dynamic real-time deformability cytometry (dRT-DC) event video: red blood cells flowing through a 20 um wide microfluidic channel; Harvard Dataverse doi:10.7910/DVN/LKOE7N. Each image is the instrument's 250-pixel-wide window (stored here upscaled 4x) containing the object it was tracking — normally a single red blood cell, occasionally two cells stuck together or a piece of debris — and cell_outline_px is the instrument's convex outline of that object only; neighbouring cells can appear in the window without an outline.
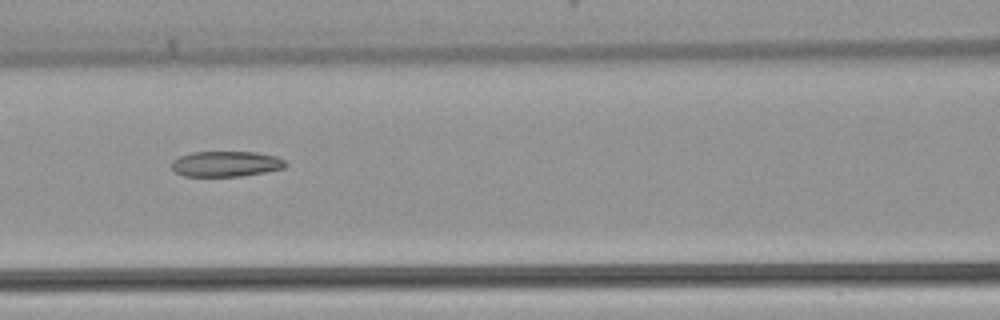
{"species": "common noctule bat (a hibernating species)", "species_latin": "Nyctalus noctula", "temperature_condition": "warm", "stored_images_in_passage": 6, "camera_frame_rate_fps": 3000, "um_per_image_px": 0.085, "animal": {"sex": "female", "body_mass_g": 22.7, "forearm_length_mm": 54.2}, "frame": {"image": 1, "passage_image": 6, "time_ms": 1.667, "image_size_px": [1000, 320], "cell_outline_px": [[288, 164], [284, 168], [264, 172], [240, 176], [184, 176], [176, 172], [172, 168], [172, 160], [180, 156], [192, 152], [256, 152], [276, 156], [284, 160]], "centroid_in_image_um": [19.21, 13.92], "position_along_channel_um": 147.4, "area_um2": 16.88}}